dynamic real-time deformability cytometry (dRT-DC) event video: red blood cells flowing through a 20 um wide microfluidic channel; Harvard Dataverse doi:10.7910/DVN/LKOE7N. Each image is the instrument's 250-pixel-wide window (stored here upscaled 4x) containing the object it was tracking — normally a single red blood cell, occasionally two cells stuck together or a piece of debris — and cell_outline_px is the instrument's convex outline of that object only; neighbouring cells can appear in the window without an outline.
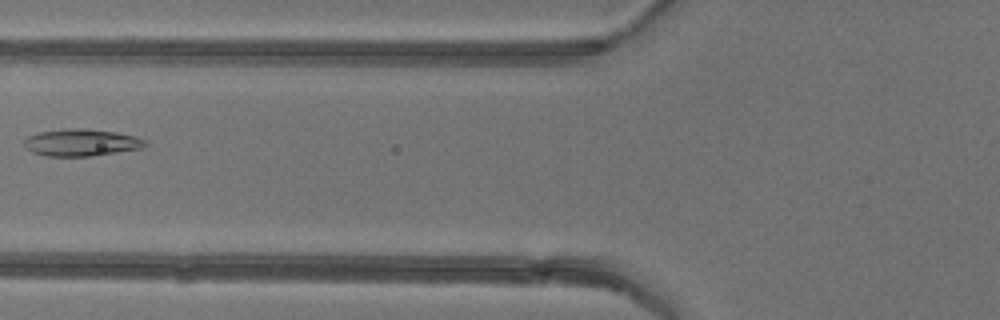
{"species": "common noctule bat (a hibernating species)", "species_latin": "Nyctalus noctula", "temperature_condition": "warm", "stored_images_in_passage": 7, "camera_frame_rate_fps": 3000, "um_per_image_px": 0.085, "animal": {"sex": "female"}, "frame": {"image": 1, "passage_image": 6, "time_ms": 6.0, "image_size_px": [1000, 320], "cell_outline_px": [[148, 144], [144, 148], [92, 156], [44, 156], [32, 152], [24, 144], [24, 140], [28, 136], [40, 132], [64, 128], [88, 128], [116, 132], [136, 136], [148, 140]], "centroid_in_image_um": [6.97, 12.11], "position_along_channel_um": 118.8, "area_um2": 19.36}}
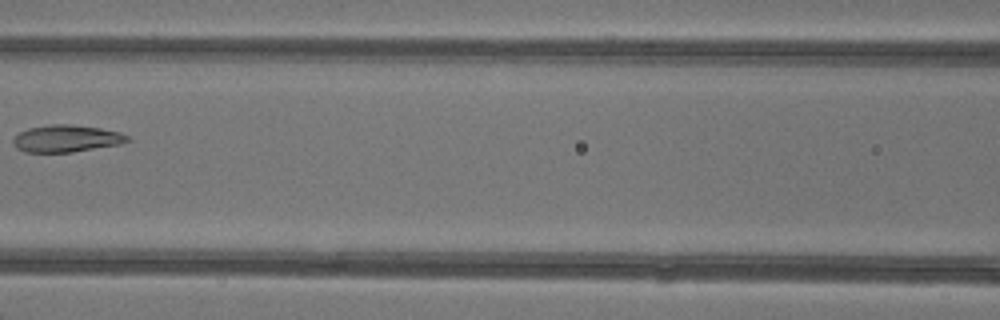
{"frame": {"image": 2, "passage_image": 7, "time_ms": 7.0, "image_size_px": [1000, 320], "cell_outline_px": [[132, 140], [120, 144], [72, 152], [24, 152], [16, 148], [12, 140], [20, 132], [28, 128], [52, 124], [72, 124], [100, 128], [120, 132], [128, 136]], "centroid_in_image_um": [5.66, 11.77], "position_along_channel_um": 160.9, "area_um2": 18.03}}